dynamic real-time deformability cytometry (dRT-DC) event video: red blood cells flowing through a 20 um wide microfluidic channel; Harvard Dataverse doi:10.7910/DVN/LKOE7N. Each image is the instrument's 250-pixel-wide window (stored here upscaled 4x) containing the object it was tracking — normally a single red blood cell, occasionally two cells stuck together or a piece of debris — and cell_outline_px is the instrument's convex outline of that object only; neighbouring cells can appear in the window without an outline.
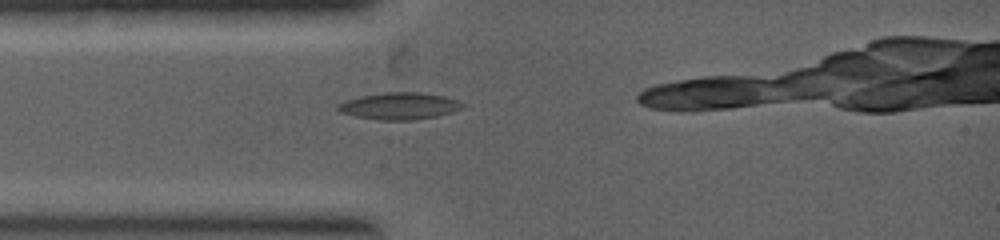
{"species": "common noctule bat (a hibernating species)", "species_latin": "Nyctalus noctula", "temperature_condition": "warm", "stored_images_in_passage": 13, "camera_frame_rate_fps": 5000, "um_per_image_px": 0.085, "animal": {"sex": "female", "body_mass_g": 19.0, "forearm_length_mm": 53.3}, "frame": {"image": 1, "passage_image": 1, "time_ms": 0.0, "image_size_px": [1000, 240], "cell_outline_px": [[468, 104], [464, 108], [452, 112], [436, 116], [412, 120], [380, 120], [356, 116], [340, 112], [336, 108], [336, 104], [360, 96], [396, 88], [444, 96]], "centroid_in_image_um": [33.97, 8.96], "position_along_channel_um": 51.0, "area_um2": 20.29}}
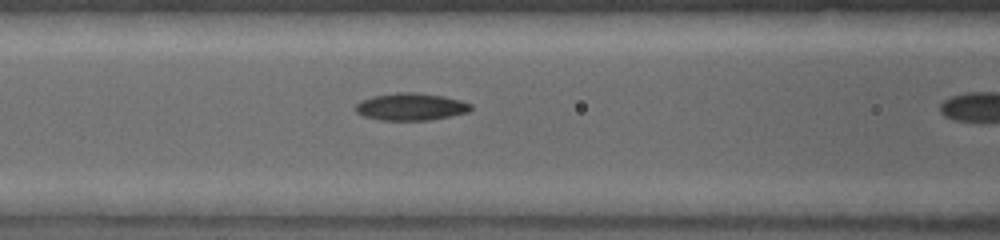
{"frame": {"image": 2, "passage_image": 8, "time_ms": 1.2, "image_size_px": [1000, 240], "cell_outline_px": [[472, 108], [468, 112], [452, 116], [432, 120], [380, 120], [364, 116], [356, 112], [356, 104], [360, 100], [372, 96], [396, 92], [416, 92], [444, 96], [460, 100], [472, 104]], "centroid_in_image_um": [34.93, 9.07], "position_along_channel_um": 131.7, "area_um2": 18.5}}
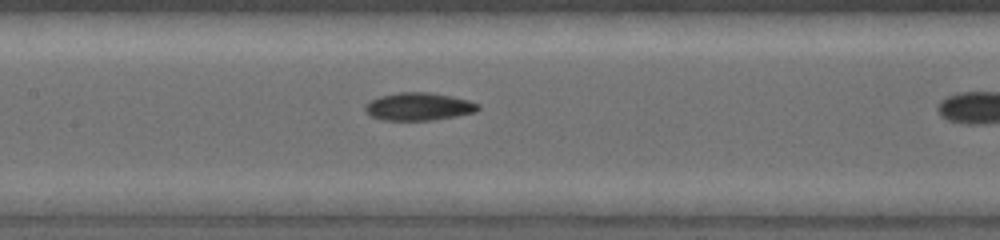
{"frame": {"image": 3, "passage_image": 12, "time_ms": 1.8, "image_size_px": [1000, 240], "cell_outline_px": [[480, 108], [476, 112], [456, 116], [432, 120], [384, 120], [372, 116], [364, 112], [364, 104], [380, 96], [396, 92], [428, 92], [452, 96], [468, 100], [480, 104]], "centroid_in_image_um": [35.59, 9.05], "position_along_channel_um": 171.8, "area_um2": 18.38}}